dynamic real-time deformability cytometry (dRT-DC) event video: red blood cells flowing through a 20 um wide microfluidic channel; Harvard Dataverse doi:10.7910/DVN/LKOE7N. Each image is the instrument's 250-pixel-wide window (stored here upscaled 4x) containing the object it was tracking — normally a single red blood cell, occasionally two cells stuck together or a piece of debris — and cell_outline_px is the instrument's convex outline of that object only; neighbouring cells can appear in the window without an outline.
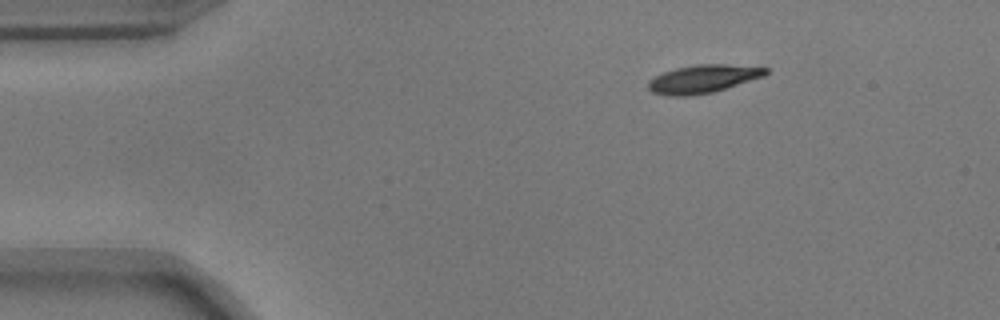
{"species": "common noctule bat (a hibernating species)", "species_latin": "Nyctalus noctula", "temperature_condition": "warm", "stored_images_in_passage": 47, "camera_frame_rate_fps": 3000, "um_per_image_px": 0.085, "animal": {"sex": "male", "body_mass_g": 17.9}, "frame": {"image": 1, "passage_image": 1, "time_ms": 0.0, "image_size_px": [1000, 320], "cell_outline_px": [[768, 72], [764, 76], [712, 92], [688, 96], [668, 96], [652, 92], [648, 88], [648, 80], [664, 72], [676, 68], [696, 64], [724, 64], [768, 68]], "centroid_in_image_um": [59.72, 6.71], "position_along_channel_um": 25.3, "area_um2": 19.02}}
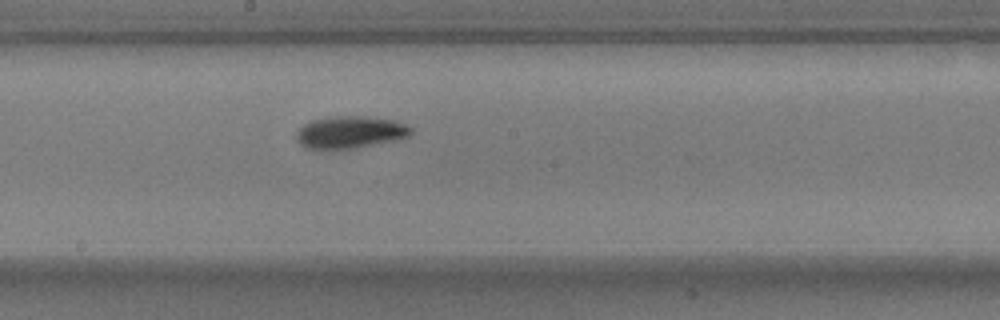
{"frame": {"image": 2, "passage_image": 22, "time_ms": 7.0, "image_size_px": [1000, 320], "cell_outline_px": [[412, 132], [408, 136], [396, 140], [356, 148], [304, 148], [296, 140], [296, 132], [304, 124], [312, 120], [332, 116], [364, 116], [396, 120], [412, 128]], "centroid_in_image_um": [29.76, 11.23], "position_along_channel_um": 218.4, "area_um2": 21.44}}
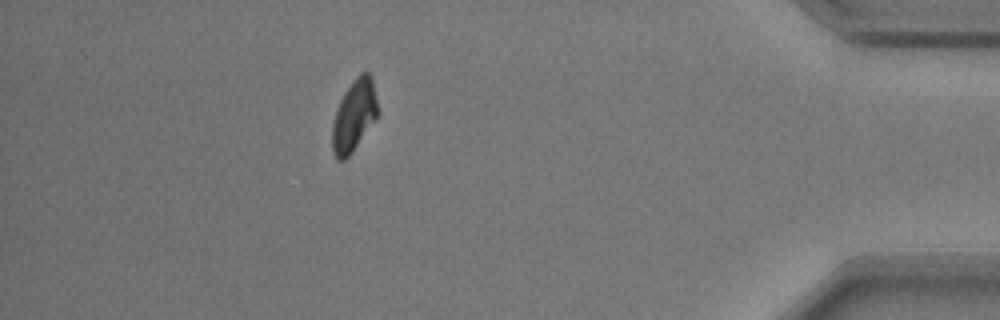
{"frame": {"image": 3, "passage_image": 41, "time_ms": 13.333, "image_size_px": [1000, 320], "cell_outline_px": [[376, 116], [352, 152], [344, 160], [336, 160], [332, 152], [332, 124], [336, 108], [340, 100], [352, 80], [360, 72], [368, 72], [372, 76], [376, 100]], "centroid_in_image_um": [30.04, 9.81], "position_along_channel_um": 405.2, "area_um2": 18.61}, "authors_computed_cell_mechanics": {"area_um2": 19.652, "velocity_mm_per_s": 3.7095, "shape_relaxation_time_tau1_ms": 3.4077, "shape_relaxation_time_tau2_ms": 5.3966, "deformation_change_tau1": 0.1406, "deformation_change_tau2": 0.0874}}